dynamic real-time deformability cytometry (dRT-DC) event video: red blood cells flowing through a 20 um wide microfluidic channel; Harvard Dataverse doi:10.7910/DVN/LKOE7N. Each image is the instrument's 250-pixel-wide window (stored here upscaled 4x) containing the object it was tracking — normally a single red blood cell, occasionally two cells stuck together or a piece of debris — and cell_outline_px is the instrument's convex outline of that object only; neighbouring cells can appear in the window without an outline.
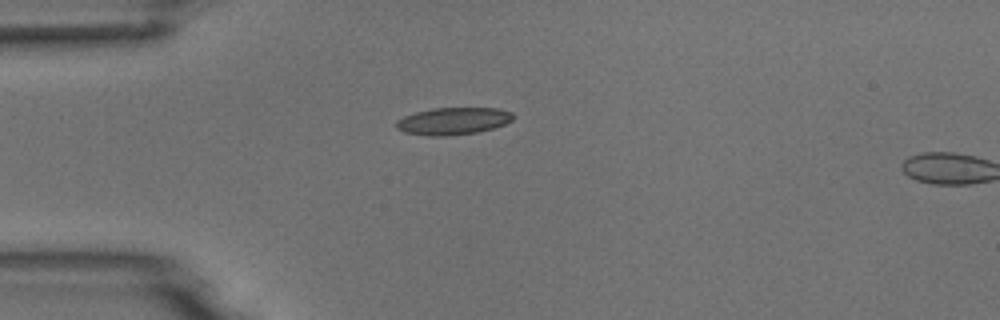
{"species": "common noctule bat (a hibernating species)", "species_latin": "Nyctalus noctula", "temperature_condition": "room temperature", "stored_images_in_passage": 4, "camera_frame_rate_fps": 3000, "um_per_image_px": 0.085, "animal": {"sex": "male", "body_mass_g": 18.8}, "frame": {"image": 1, "passage_image": 3, "time_ms": 3.333, "image_size_px": [1000, 320], "cell_outline_px": [[516, 116], [512, 120], [504, 124], [492, 128], [476, 132], [448, 136], [428, 136], [404, 132], [396, 128], [396, 120], [404, 116], [416, 112], [432, 108], [496, 108], [512, 112]], "centroid_in_image_um": [38.5, 10.29], "position_along_channel_um": 46.5, "area_um2": 18.55}}